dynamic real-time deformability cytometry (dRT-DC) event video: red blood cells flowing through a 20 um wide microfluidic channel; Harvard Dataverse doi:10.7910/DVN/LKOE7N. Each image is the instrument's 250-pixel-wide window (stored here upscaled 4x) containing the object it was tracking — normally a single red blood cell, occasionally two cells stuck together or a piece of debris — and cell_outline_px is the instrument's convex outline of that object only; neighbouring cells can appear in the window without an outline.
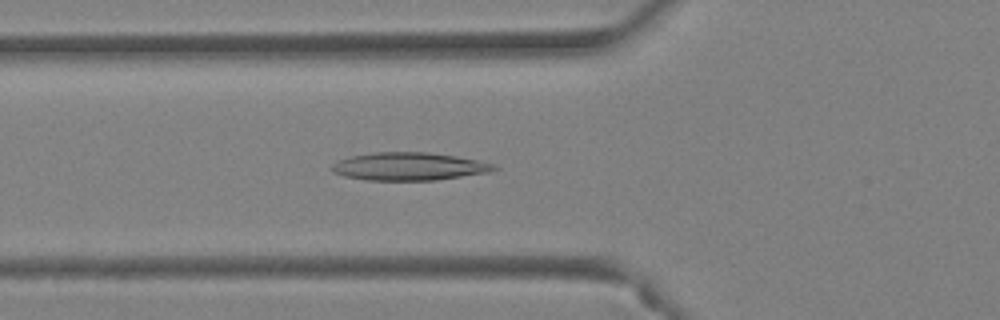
{"species": "Egyptian fruit bat (a non-hibernating species)", "species_latin": "Rousettus aegyptiacus", "temperature_condition": "warm", "stored_images_in_passage": 34, "camera_frame_rate_fps": 3000, "um_per_image_px": 0.085, "animal": {"sex": "female"}, "frame": {"image": 1, "passage_image": 5, "time_ms": 1.333, "image_size_px": [1000, 320], "cell_outline_px": [[500, 168], [488, 172], [436, 180], [368, 180], [344, 176], [332, 172], [332, 164], [336, 160], [348, 156], [376, 152], [428, 152], [456, 156], [476, 160], [492, 164]], "centroid_in_image_um": [34.71, 14.14], "position_along_channel_um": 91.1, "area_um2": 26.3}}
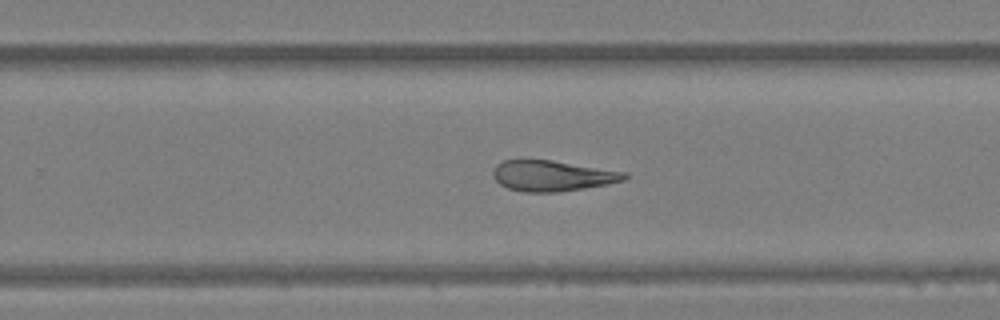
{"frame": {"image": 2, "passage_image": 18, "time_ms": 5.667, "image_size_px": [1000, 320], "cell_outline_px": [[628, 176], [624, 180], [608, 184], [584, 188], [556, 192], [524, 192], [508, 188], [500, 184], [492, 176], [492, 172], [496, 164], [504, 160], [552, 160], [628, 172]], "centroid_in_image_um": [46.95, 14.94], "position_along_channel_um": 282.9, "area_um2": 23.52}}
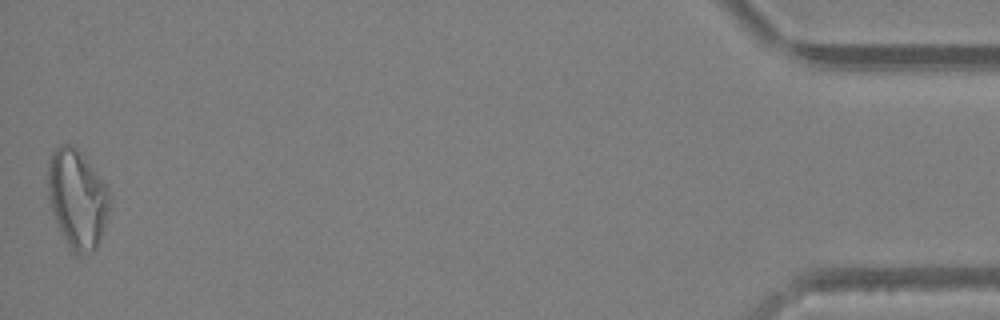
{"frame": {"image": 3, "passage_image": 34, "time_ms": 11.0, "image_size_px": [1000, 320], "cell_outline_px": [[108, 208], [104, 224], [96, 248], [92, 252], [76, 256], [68, 248], [56, 220], [48, 196], [48, 160], [52, 152], [60, 144], [68, 144], [76, 148], [80, 152], [96, 172], [108, 188]], "centroid_in_image_um": [6.53, 16.9], "position_along_channel_um": 428.7, "area_um2": 34.85}, "authors_computed_cell_mechanics": {"area_um2": 24.7384, "velocity_mm_per_s": 4.4354, "shape_relaxation_time_tau1_ms": null, "shape_relaxation_time_tau2_ms": 5.4937, "deformation_change_tau1": null, "deformation_change_tau2": 0.18}}